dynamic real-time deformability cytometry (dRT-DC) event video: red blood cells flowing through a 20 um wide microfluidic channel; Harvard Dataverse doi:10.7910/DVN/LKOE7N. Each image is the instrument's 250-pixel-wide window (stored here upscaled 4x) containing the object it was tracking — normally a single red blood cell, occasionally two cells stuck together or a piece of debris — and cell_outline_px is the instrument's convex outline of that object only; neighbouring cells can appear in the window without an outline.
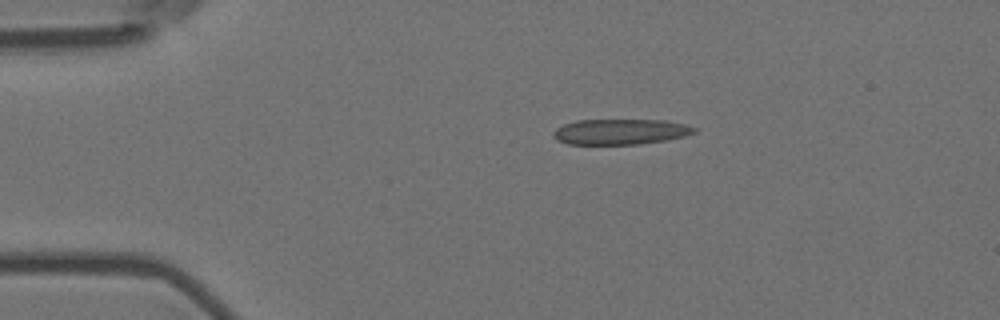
{"species": "Egyptian fruit bat (a non-hibernating species)", "species_latin": "Rousettus aegyptiacus", "temperature_condition": "room temperature", "stored_images_in_passage": 8, "camera_frame_rate_fps": 3000, "um_per_image_px": 0.085, "animal": {"sex": "female"}, "frame": {"image": 1, "passage_image": 1, "time_ms": 0.0, "image_size_px": [1000, 320], "cell_outline_px": [[696, 132], [684, 136], [668, 140], [640, 144], [568, 144], [556, 140], [552, 136], [552, 132], [556, 128], [564, 124], [576, 120], [664, 120], [684, 124], [696, 128]], "centroid_in_image_um": [52.71, 11.2], "position_along_channel_um": 32.3, "area_um2": 21.04}}
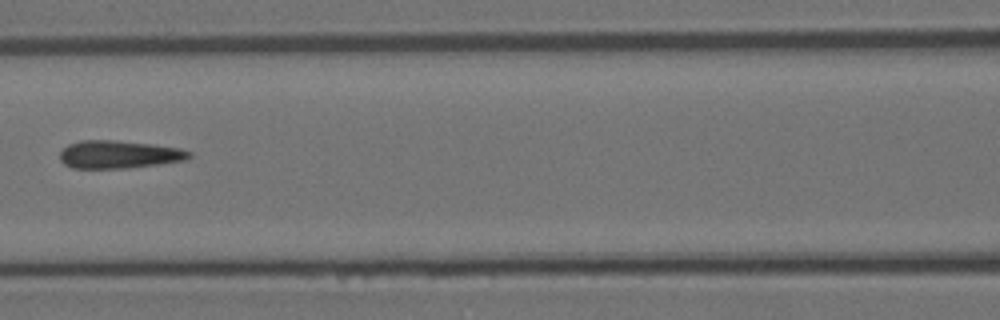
{"frame": {"image": 2, "passage_image": 5, "time_ms": 1.333, "image_size_px": [1000, 320], "cell_outline_px": [[192, 156], [184, 160], [156, 164], [124, 168], [72, 168], [64, 164], [60, 160], [60, 152], [68, 144], [80, 140], [112, 140], [152, 144], [180, 148], [192, 152]], "centroid_in_image_um": [10.08, 13.12], "position_along_channel_um": 156.5, "area_um2": 20.87}}
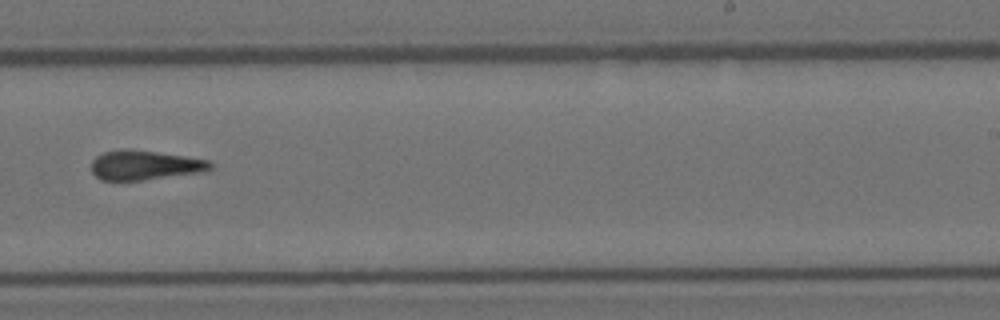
{"frame": {"image": 3, "passage_image": 8, "time_ms": 2.333, "image_size_px": [1000, 320], "cell_outline_px": [[212, 168], [204, 172], [140, 180], [100, 180], [92, 172], [92, 160], [96, 156], [104, 152], [128, 148], [184, 156], [208, 160], [212, 164]], "centroid_in_image_um": [12.29, 14.04], "position_along_channel_um": 276.7, "area_um2": 20.35}}